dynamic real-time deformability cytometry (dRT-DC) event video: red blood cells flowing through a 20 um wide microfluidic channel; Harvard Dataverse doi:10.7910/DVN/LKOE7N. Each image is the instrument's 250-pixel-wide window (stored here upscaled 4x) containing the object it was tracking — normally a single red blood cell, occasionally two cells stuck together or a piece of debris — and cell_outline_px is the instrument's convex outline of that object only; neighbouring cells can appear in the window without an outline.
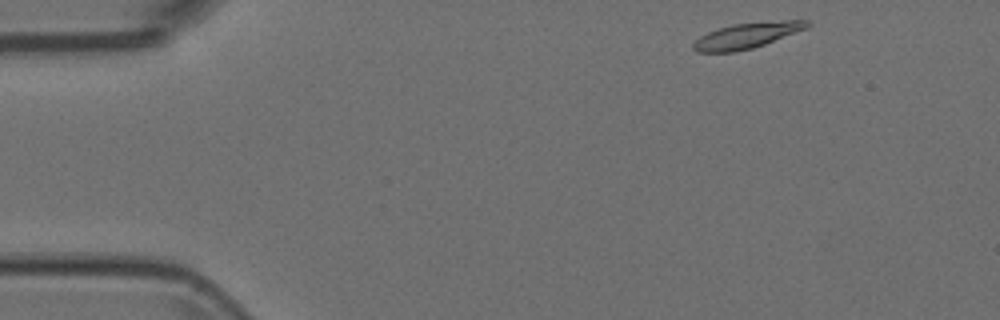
{"species": "Egyptian fruit bat (a non-hibernating species)", "species_latin": "Rousettus aegyptiacus", "temperature_condition": "room temperature", "stored_images_in_passage": 48, "camera_frame_rate_fps": 3000, "um_per_image_px": 0.085, "animal": {"sex": "female"}, "frame": {"image": 1, "passage_image": 1, "time_ms": 0.0, "image_size_px": [1000, 320], "cell_outline_px": [[812, 24], [808, 28], [764, 44], [752, 48], [736, 52], [696, 52], [692, 48], [692, 44], [700, 36], [708, 32], [732, 24], [784, 20], [808, 20]], "centroid_in_image_um": [63.5, 3.02], "position_along_channel_um": 21.5, "area_um2": 16.94}}
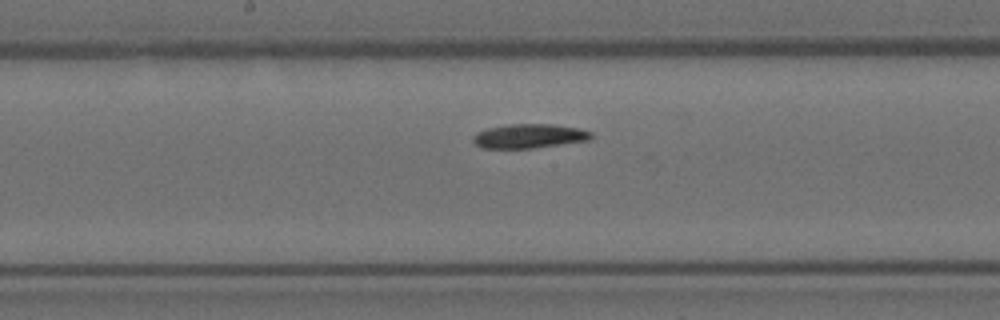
{"frame": {"image": 2, "passage_image": 22, "time_ms": 7.0, "image_size_px": [1000, 320], "cell_outline_px": [[592, 140], [532, 148], [480, 148], [472, 140], [472, 136], [476, 132], [488, 128], [508, 124], [552, 124], [580, 128], [592, 132]], "centroid_in_image_um": [44.99, 11.56], "position_along_channel_um": 203.2, "area_um2": 16.82}}
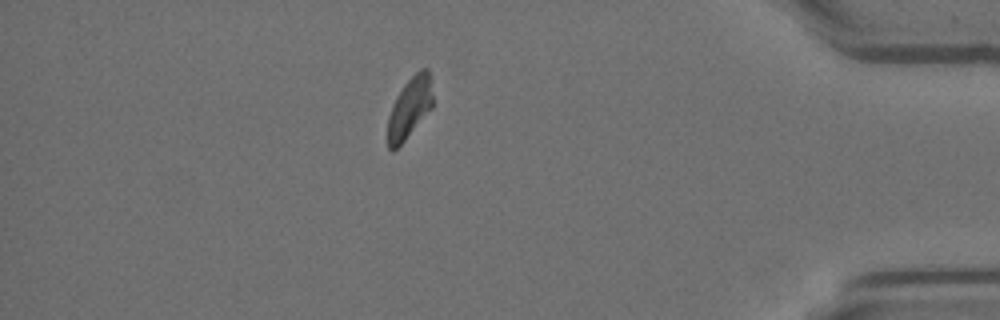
{"frame": {"image": 3, "passage_image": 41, "time_ms": 13.333, "image_size_px": [1000, 320], "cell_outline_px": [[432, 108], [404, 140], [392, 152], [388, 148], [388, 116], [392, 104], [396, 96], [404, 84], [420, 68], [428, 68], [432, 96]], "centroid_in_image_um": [34.8, 9.15], "position_along_channel_um": 400.4, "area_um2": 15.72}}